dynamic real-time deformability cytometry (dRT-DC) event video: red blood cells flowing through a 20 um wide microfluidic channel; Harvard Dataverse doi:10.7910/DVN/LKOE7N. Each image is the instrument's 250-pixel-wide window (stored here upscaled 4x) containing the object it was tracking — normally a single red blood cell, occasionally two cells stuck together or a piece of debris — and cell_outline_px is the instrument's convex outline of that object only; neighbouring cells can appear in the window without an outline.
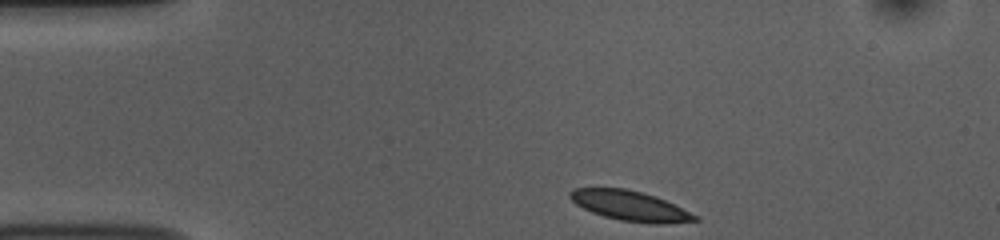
{"species": "common noctule bat (a hibernating species)", "species_latin": "Nyctalus noctula", "temperature_condition": "room temperature", "stored_images_in_passage": 38, "camera_frame_rate_fps": 3000, "um_per_image_px": 0.085, "animal": {"sex": "female", "body_mass_g": 10.0, "forearm_length_mm": 53.1}, "frame": {"image": 1, "passage_image": 1, "time_ms": 0.0, "image_size_px": [1000, 240], "cell_outline_px": [[700, 220], [668, 224], [656, 224], [620, 220], [604, 216], [592, 212], [576, 204], [568, 196], [568, 192], [572, 188], [624, 188], [656, 196], [700, 216]], "centroid_in_image_um": [53.58, 17.5], "position_along_channel_um": 31.4, "area_um2": 21.85}}
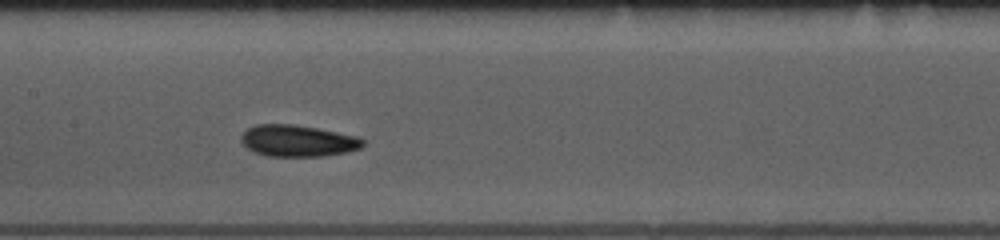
{"frame": {"image": 2, "passage_image": 17, "time_ms": 5.333, "image_size_px": [1000, 240], "cell_outline_px": [[364, 144], [360, 148], [344, 152], [324, 156], [268, 156], [256, 152], [248, 148], [240, 140], [240, 136], [248, 128], [256, 124], [292, 124], [316, 128], [356, 136], [364, 140]], "centroid_in_image_um": [25.29, 11.96], "position_along_channel_um": 182.1, "area_um2": 22.14}}
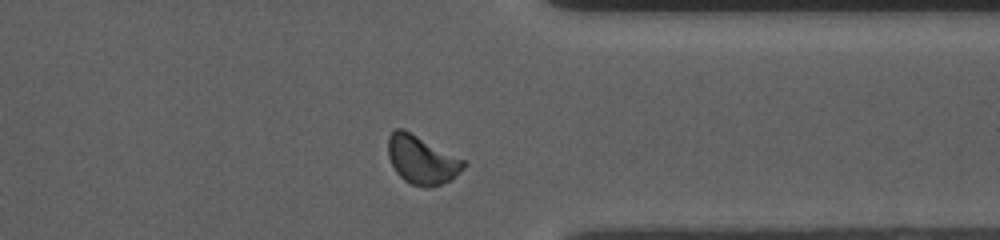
{"frame": {"image": 3, "passage_image": 33, "time_ms": 10.667, "image_size_px": [1000, 240], "cell_outline_px": [[468, 164], [456, 176], [432, 188], [424, 188], [412, 184], [404, 180], [396, 172], [388, 156], [388, 136], [396, 128], [404, 128], [468, 160]], "centroid_in_image_um": [35.89, 13.57], "position_along_channel_um": 375.5, "area_um2": 21.85}, "authors_computed_cell_mechanics": {"area_um2": 21.8484, "velocity_mm_per_s": 3.7107, "shape_relaxation_time_tau1_ms": 2.3083, "shape_relaxation_time_tau2_ms": 2.4743, "deformation_change_tau1": 0.0866, "deformation_change_tau2": 0.0542}}